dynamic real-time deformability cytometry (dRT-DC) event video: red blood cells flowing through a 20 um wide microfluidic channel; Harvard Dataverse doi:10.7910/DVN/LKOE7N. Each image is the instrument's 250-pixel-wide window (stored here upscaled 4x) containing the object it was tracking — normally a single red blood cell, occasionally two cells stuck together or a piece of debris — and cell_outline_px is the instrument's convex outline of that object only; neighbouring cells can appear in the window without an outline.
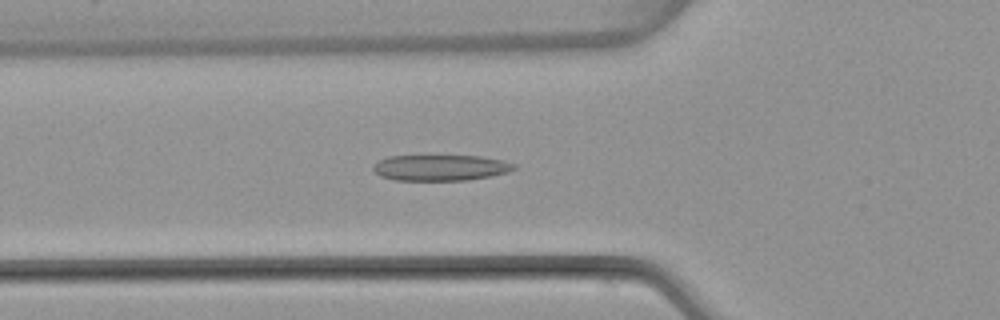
{"species": "common noctule bat (a hibernating species)", "species_latin": "Nyctalus noctula", "temperature_condition": "warm", "stored_images_in_passage": 50, "camera_frame_rate_fps": 3000, "um_per_image_px": 0.085, "animal": {"sex": "female", "body_mass_g": 22.7, "forearm_length_mm": 54.2}, "frame": {"image": 1, "passage_image": 17, "time_ms": 5.333, "image_size_px": [1000, 320], "cell_outline_px": [[516, 168], [508, 172], [468, 180], [396, 180], [380, 176], [372, 168], [380, 160], [388, 156], [480, 156], [504, 160], [516, 164]], "centroid_in_image_um": [37.47, 14.25], "position_along_channel_um": 88.3, "area_um2": 21.1}}
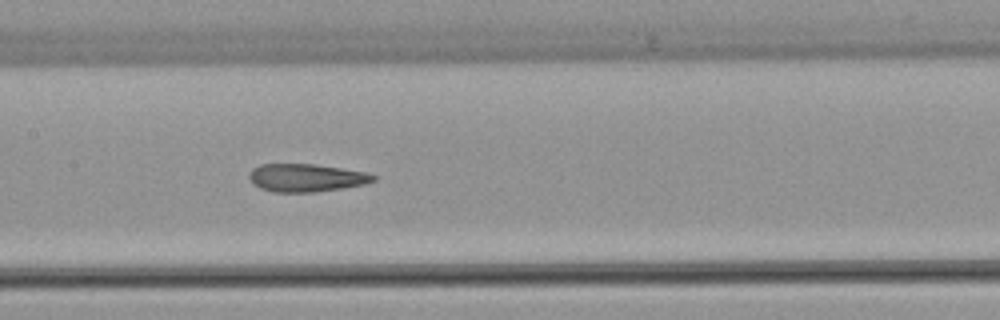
{"frame": {"image": 2, "passage_image": 24, "time_ms": 7.667, "image_size_px": [1000, 320], "cell_outline_px": [[376, 180], [364, 184], [316, 192], [272, 192], [260, 188], [252, 184], [248, 176], [248, 172], [252, 168], [260, 164], [316, 164], [364, 172], [376, 176]], "centroid_in_image_um": [25.96, 15.11], "position_along_channel_um": 181.4, "area_um2": 20.23}}
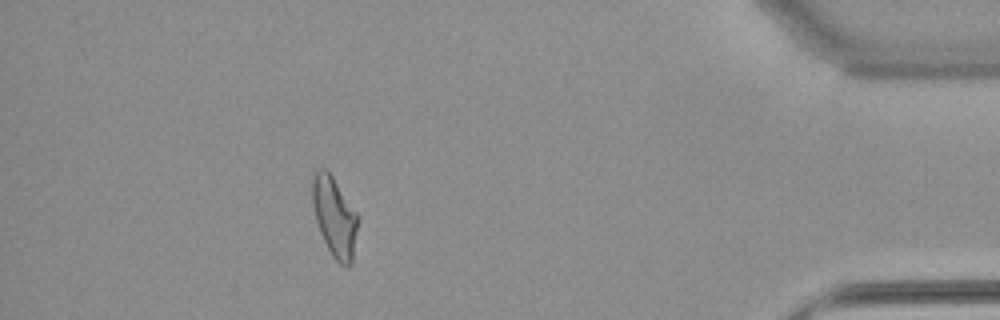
{"frame": {"image": 3, "passage_image": 45, "time_ms": 14.667, "image_size_px": [1000, 320], "cell_outline_px": [[360, 216], [352, 264], [348, 268], [340, 264], [332, 256], [320, 232], [316, 220], [312, 204], [312, 180], [316, 172], [320, 168], [324, 168], [332, 176]], "centroid_in_image_um": [28.47, 18.47], "position_along_channel_um": 406.7, "area_um2": 21.33}, "authors_computed_cell_mechanics": {"area_um2": 21.3571, "velocity_mm_per_s": 3.955, "shape_relaxation_time_tau1_ms": null, "shape_relaxation_time_tau2_ms": 2.7358, "deformation_change_tau1": null, "deformation_change_tau2": 0.1192}}